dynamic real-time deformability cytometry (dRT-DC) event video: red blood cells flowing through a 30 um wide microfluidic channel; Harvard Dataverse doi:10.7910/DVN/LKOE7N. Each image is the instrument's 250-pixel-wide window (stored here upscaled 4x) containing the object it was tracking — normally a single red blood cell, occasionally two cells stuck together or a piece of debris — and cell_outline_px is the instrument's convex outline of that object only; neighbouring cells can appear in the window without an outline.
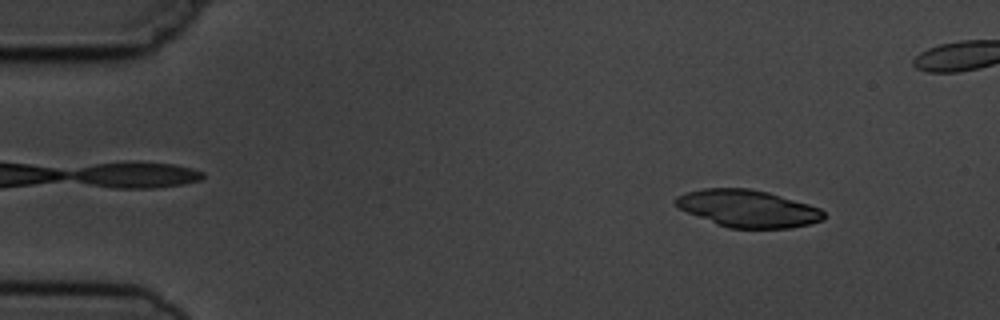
{"species": "common noctule bat (a hibernating species)", "species_latin": "Nyctalus noctula", "temperature_condition": "cold", "stored_images_in_passage": 5, "camera_frame_rate_fps": 3000, "um_per_image_px": 0.085, "animal": {"sex": "male", "body_mass_g": 19.5, "forearm_length_mm": 54.6}, "frame": {"image": 1, "passage_image": 1, "time_ms": 0.0, "image_size_px": [1000, 320], "cell_outline_px": [[824, 220], [792, 228], [728, 228], [716, 224], [688, 212], [680, 208], [672, 200], [676, 196], [688, 192], [704, 188], [748, 188], [768, 192], [808, 204], [820, 208], [824, 212]], "centroid_in_image_um": [63.57, 17.72], "position_along_channel_um": 21.4, "area_um2": 31.96}}